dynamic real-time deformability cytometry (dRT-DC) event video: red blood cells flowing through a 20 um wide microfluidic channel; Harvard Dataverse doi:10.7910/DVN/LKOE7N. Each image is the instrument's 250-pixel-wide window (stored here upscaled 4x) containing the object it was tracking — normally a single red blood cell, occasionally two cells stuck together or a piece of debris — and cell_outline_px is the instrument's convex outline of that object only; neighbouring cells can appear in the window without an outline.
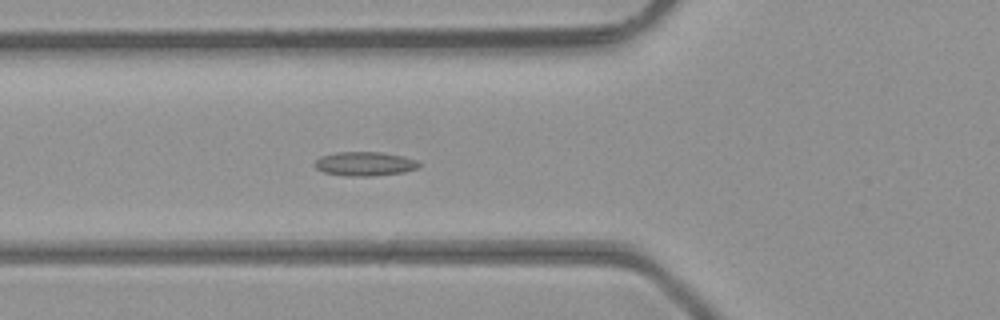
{"species": "common noctule bat (a hibernating species)", "species_latin": "Nyctalus noctula", "temperature_condition": "room temperature", "stored_images_in_passage": 48, "camera_frame_rate_fps": 3000, "um_per_image_px": 0.085, "animal": {"sex": "male", "body_mass_g": 23.1, "forearm_length_mm": 52.7}, "frame": {"image": 1, "passage_image": 17, "time_ms": 5.333, "image_size_px": [1000, 320], "cell_outline_px": [[420, 168], [404, 172], [372, 176], [348, 176], [324, 172], [316, 168], [312, 164], [320, 156], [336, 152], [380, 152], [404, 156], [416, 160], [420, 164]], "centroid_in_image_um": [31.01, 13.92], "position_along_channel_um": 94.8, "area_um2": 14.74}}
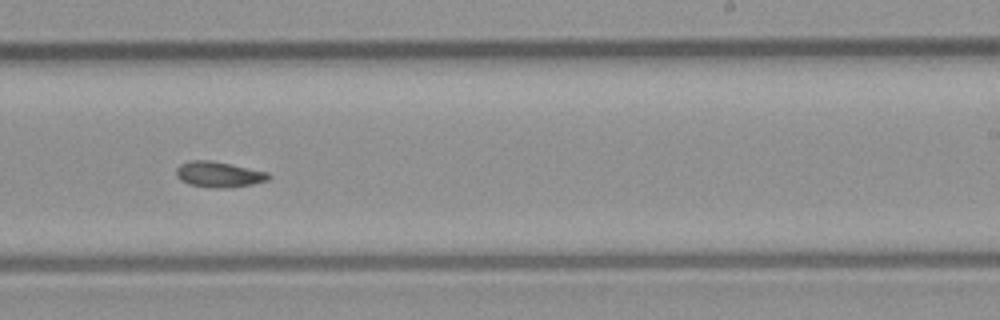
{"frame": {"image": 2, "passage_image": 29, "time_ms": 9.333, "image_size_px": [1000, 320], "cell_outline_px": [[272, 176], [268, 180], [252, 184], [224, 188], [212, 188], [188, 184], [180, 180], [176, 176], [176, 168], [180, 164], [188, 160], [212, 160], [268, 172]], "centroid_in_image_um": [18.57, 14.82], "position_along_channel_um": 270.4, "area_um2": 13.93}}
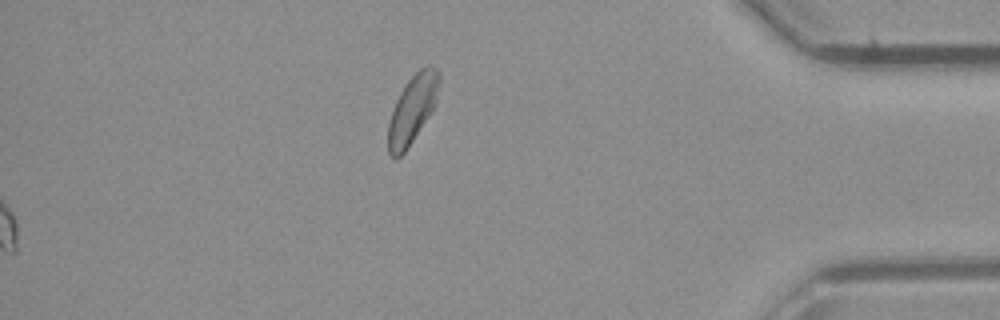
{"frame": {"image": 3, "passage_image": 48, "time_ms": 15.667, "image_size_px": [1000, 320], "cell_outline_px": [[440, 80], [436, 100], [428, 116], [404, 152], [396, 160], [388, 152], [388, 124], [396, 100], [400, 92], [408, 80], [420, 68], [428, 64], [432, 64], [440, 72]], "centroid_in_image_um": [35.05, 9.24], "position_along_channel_um": 400.1, "area_um2": 19.88}, "authors_computed_cell_mechanics": {"area_um2": 13.9298, "velocity_mm_per_s": 4.3798, "shape_relaxation_time_tau1_ms": null, "shape_relaxation_time_tau2_ms": 3.8243, "deformation_change_tau1": null, "deformation_change_tau2": 0.0827}}